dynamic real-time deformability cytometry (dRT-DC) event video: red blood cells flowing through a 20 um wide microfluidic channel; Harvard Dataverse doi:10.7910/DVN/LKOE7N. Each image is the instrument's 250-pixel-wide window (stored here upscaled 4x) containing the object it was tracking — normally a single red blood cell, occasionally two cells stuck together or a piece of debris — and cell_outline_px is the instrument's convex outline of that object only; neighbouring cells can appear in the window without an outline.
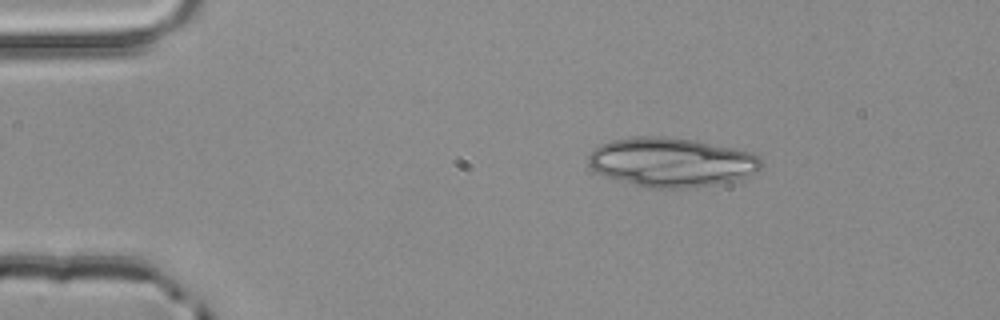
{"species": "common noctule bat (a hibernating species)", "species_latin": "Nyctalus noctula", "temperature_condition": "room temperature", "stored_images_in_passage": 2, "camera_frame_rate_fps": 3000, "um_per_image_px": 0.085, "animal": {"sex": "male", "body_mass_g": 20.4}, "frame": {"image": 1, "passage_image": 1, "time_ms": 0.0, "image_size_px": [1000, 320], "cell_outline_px": [[764, 164], [760, 168], [744, 176], [720, 184], [684, 188], [648, 188], [632, 184], [604, 176], [596, 172], [588, 164], [588, 156], [600, 144], [612, 140], [640, 136], [660, 136], [696, 140], [752, 152], [760, 156]], "centroid_in_image_um": [57.06, 13.78], "position_along_channel_um": 27.9, "area_um2": 49.48}}